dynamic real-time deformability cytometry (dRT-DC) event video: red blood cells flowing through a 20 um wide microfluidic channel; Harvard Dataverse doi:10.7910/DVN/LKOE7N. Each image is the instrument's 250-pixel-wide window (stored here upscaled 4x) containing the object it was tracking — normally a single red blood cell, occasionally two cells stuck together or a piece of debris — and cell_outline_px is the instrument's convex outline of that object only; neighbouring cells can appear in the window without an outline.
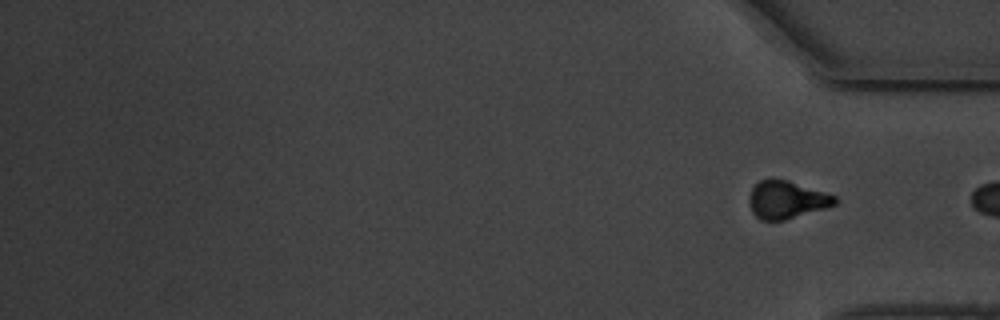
{"species": "common noctule bat (a hibernating species)", "species_latin": "Nyctalus noctula", "temperature_condition": "warm", "stored_images_in_passage": 16, "segment_of_instrument_passage": [2, 2], "camera_frame_rate_fps": 3000, "um_per_image_px": 0.085, "animal": {"sex": "male", "body_mass_g": 19.5, "forearm_length_mm": 54.6}, "frame": {"image": 1, "passage_image": 16, "time_ms": 19.667, "image_size_px": [1000, 320], "cell_outline_px": [[836, 204], [824, 208], [784, 220], [760, 220], [752, 212], [748, 200], [748, 196], [752, 188], [760, 180], [768, 176], [772, 176], [788, 180], [836, 196]], "centroid_in_image_um": [66.8, 16.94], "position_along_channel_um": 368.4, "area_um2": 18.96}}